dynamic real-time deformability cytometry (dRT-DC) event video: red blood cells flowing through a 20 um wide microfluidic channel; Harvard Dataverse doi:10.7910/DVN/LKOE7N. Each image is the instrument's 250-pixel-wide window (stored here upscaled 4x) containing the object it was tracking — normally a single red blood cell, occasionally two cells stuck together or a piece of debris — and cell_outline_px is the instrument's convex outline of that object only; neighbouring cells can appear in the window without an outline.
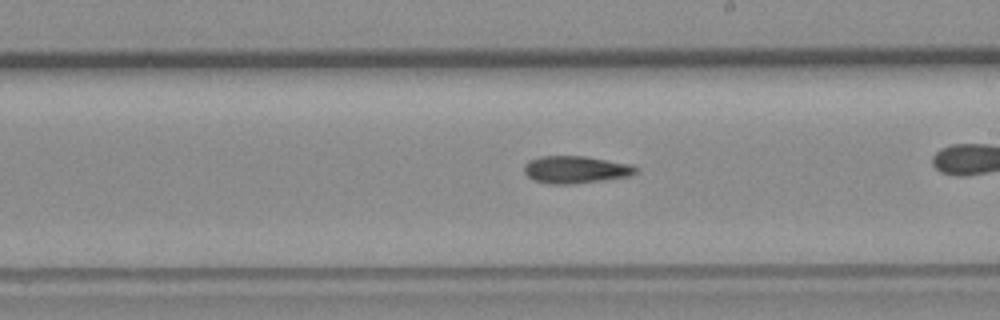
{"species": "common noctule bat (a hibernating species)", "species_latin": "Nyctalus noctula", "temperature_condition": "room temperature", "stored_images_in_passage": 40, "camera_frame_rate_fps": 3000, "um_per_image_px": 0.085, "animal": {"sex": "female", "body_mass_g": 19.3, "forearm_length_mm": 54.1}, "frame": {"image": 1, "passage_image": 29, "time_ms": 9.333, "image_size_px": [1000, 320], "cell_outline_px": [[640, 168], [636, 172], [628, 176], [572, 184], [552, 184], [532, 180], [524, 172], [524, 164], [528, 160], [540, 156], [584, 156], [632, 164]], "centroid_in_image_um": [48.91, 14.4], "position_along_channel_um": 240.1, "area_um2": 17.8}}